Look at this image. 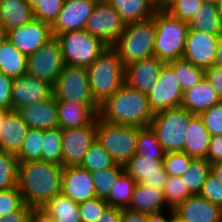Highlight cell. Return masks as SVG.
Returning a JSON list of instances; mask_svg holds the SVG:
<instances>
[{"label": "cell", "mask_w": 222, "mask_h": 222, "mask_svg": "<svg viewBox=\"0 0 222 222\" xmlns=\"http://www.w3.org/2000/svg\"><path fill=\"white\" fill-rule=\"evenodd\" d=\"M138 126L113 124L97 116V142L117 165L124 166L136 154Z\"/></svg>", "instance_id": "obj_7"}, {"label": "cell", "mask_w": 222, "mask_h": 222, "mask_svg": "<svg viewBox=\"0 0 222 222\" xmlns=\"http://www.w3.org/2000/svg\"><path fill=\"white\" fill-rule=\"evenodd\" d=\"M193 115L182 106L154 114L149 127L157 136L165 153L183 152L189 122Z\"/></svg>", "instance_id": "obj_6"}, {"label": "cell", "mask_w": 222, "mask_h": 222, "mask_svg": "<svg viewBox=\"0 0 222 222\" xmlns=\"http://www.w3.org/2000/svg\"><path fill=\"white\" fill-rule=\"evenodd\" d=\"M61 45L64 63L88 68L108 46L85 29L56 36Z\"/></svg>", "instance_id": "obj_8"}, {"label": "cell", "mask_w": 222, "mask_h": 222, "mask_svg": "<svg viewBox=\"0 0 222 222\" xmlns=\"http://www.w3.org/2000/svg\"><path fill=\"white\" fill-rule=\"evenodd\" d=\"M188 24L189 29L200 30L213 35H222V25L218 16L217 4L203 3Z\"/></svg>", "instance_id": "obj_32"}, {"label": "cell", "mask_w": 222, "mask_h": 222, "mask_svg": "<svg viewBox=\"0 0 222 222\" xmlns=\"http://www.w3.org/2000/svg\"><path fill=\"white\" fill-rule=\"evenodd\" d=\"M178 78L182 91L188 90L205 77V70L190 61L179 58L167 63Z\"/></svg>", "instance_id": "obj_34"}, {"label": "cell", "mask_w": 222, "mask_h": 222, "mask_svg": "<svg viewBox=\"0 0 222 222\" xmlns=\"http://www.w3.org/2000/svg\"><path fill=\"white\" fill-rule=\"evenodd\" d=\"M203 3H207V4H217L218 0H202Z\"/></svg>", "instance_id": "obj_66"}, {"label": "cell", "mask_w": 222, "mask_h": 222, "mask_svg": "<svg viewBox=\"0 0 222 222\" xmlns=\"http://www.w3.org/2000/svg\"><path fill=\"white\" fill-rule=\"evenodd\" d=\"M41 160L62 165V129L43 130Z\"/></svg>", "instance_id": "obj_37"}, {"label": "cell", "mask_w": 222, "mask_h": 222, "mask_svg": "<svg viewBox=\"0 0 222 222\" xmlns=\"http://www.w3.org/2000/svg\"><path fill=\"white\" fill-rule=\"evenodd\" d=\"M164 199L167 206L174 209L177 205L185 201L193 194L186 188L181 177H167V181L163 188Z\"/></svg>", "instance_id": "obj_42"}, {"label": "cell", "mask_w": 222, "mask_h": 222, "mask_svg": "<svg viewBox=\"0 0 222 222\" xmlns=\"http://www.w3.org/2000/svg\"><path fill=\"white\" fill-rule=\"evenodd\" d=\"M28 5L34 9L42 0H25Z\"/></svg>", "instance_id": "obj_61"}, {"label": "cell", "mask_w": 222, "mask_h": 222, "mask_svg": "<svg viewBox=\"0 0 222 222\" xmlns=\"http://www.w3.org/2000/svg\"><path fill=\"white\" fill-rule=\"evenodd\" d=\"M3 121H4V111L0 110V133H1L3 125H4Z\"/></svg>", "instance_id": "obj_65"}, {"label": "cell", "mask_w": 222, "mask_h": 222, "mask_svg": "<svg viewBox=\"0 0 222 222\" xmlns=\"http://www.w3.org/2000/svg\"><path fill=\"white\" fill-rule=\"evenodd\" d=\"M97 117L81 128L62 130V166H80L90 146L96 141Z\"/></svg>", "instance_id": "obj_12"}, {"label": "cell", "mask_w": 222, "mask_h": 222, "mask_svg": "<svg viewBox=\"0 0 222 222\" xmlns=\"http://www.w3.org/2000/svg\"><path fill=\"white\" fill-rule=\"evenodd\" d=\"M211 174L222 184V162L211 164Z\"/></svg>", "instance_id": "obj_58"}, {"label": "cell", "mask_w": 222, "mask_h": 222, "mask_svg": "<svg viewBox=\"0 0 222 222\" xmlns=\"http://www.w3.org/2000/svg\"><path fill=\"white\" fill-rule=\"evenodd\" d=\"M121 222H147V214L122 208Z\"/></svg>", "instance_id": "obj_55"}, {"label": "cell", "mask_w": 222, "mask_h": 222, "mask_svg": "<svg viewBox=\"0 0 222 222\" xmlns=\"http://www.w3.org/2000/svg\"><path fill=\"white\" fill-rule=\"evenodd\" d=\"M87 70L92 97L99 106L125 83V68L112 47L103 51Z\"/></svg>", "instance_id": "obj_3"}, {"label": "cell", "mask_w": 222, "mask_h": 222, "mask_svg": "<svg viewBox=\"0 0 222 222\" xmlns=\"http://www.w3.org/2000/svg\"><path fill=\"white\" fill-rule=\"evenodd\" d=\"M218 16L222 25V0L217 3Z\"/></svg>", "instance_id": "obj_62"}, {"label": "cell", "mask_w": 222, "mask_h": 222, "mask_svg": "<svg viewBox=\"0 0 222 222\" xmlns=\"http://www.w3.org/2000/svg\"><path fill=\"white\" fill-rule=\"evenodd\" d=\"M64 66L60 42L53 36L40 49L27 56L26 74L53 86Z\"/></svg>", "instance_id": "obj_10"}, {"label": "cell", "mask_w": 222, "mask_h": 222, "mask_svg": "<svg viewBox=\"0 0 222 222\" xmlns=\"http://www.w3.org/2000/svg\"><path fill=\"white\" fill-rule=\"evenodd\" d=\"M202 4V0H172L164 10L170 15L189 23Z\"/></svg>", "instance_id": "obj_43"}, {"label": "cell", "mask_w": 222, "mask_h": 222, "mask_svg": "<svg viewBox=\"0 0 222 222\" xmlns=\"http://www.w3.org/2000/svg\"><path fill=\"white\" fill-rule=\"evenodd\" d=\"M147 95L154 114L181 106L183 91L174 70L167 63L162 67L155 86Z\"/></svg>", "instance_id": "obj_13"}, {"label": "cell", "mask_w": 222, "mask_h": 222, "mask_svg": "<svg viewBox=\"0 0 222 222\" xmlns=\"http://www.w3.org/2000/svg\"><path fill=\"white\" fill-rule=\"evenodd\" d=\"M18 163L15 154L0 149V190L17 187Z\"/></svg>", "instance_id": "obj_38"}, {"label": "cell", "mask_w": 222, "mask_h": 222, "mask_svg": "<svg viewBox=\"0 0 222 222\" xmlns=\"http://www.w3.org/2000/svg\"><path fill=\"white\" fill-rule=\"evenodd\" d=\"M165 62L156 56L142 59L125 67V83L148 94L155 86Z\"/></svg>", "instance_id": "obj_20"}, {"label": "cell", "mask_w": 222, "mask_h": 222, "mask_svg": "<svg viewBox=\"0 0 222 222\" xmlns=\"http://www.w3.org/2000/svg\"><path fill=\"white\" fill-rule=\"evenodd\" d=\"M43 146V130L29 128L26 139L16 155L18 162L41 160Z\"/></svg>", "instance_id": "obj_40"}, {"label": "cell", "mask_w": 222, "mask_h": 222, "mask_svg": "<svg viewBox=\"0 0 222 222\" xmlns=\"http://www.w3.org/2000/svg\"><path fill=\"white\" fill-rule=\"evenodd\" d=\"M27 56L7 38L0 43V72L12 78L26 74Z\"/></svg>", "instance_id": "obj_31"}, {"label": "cell", "mask_w": 222, "mask_h": 222, "mask_svg": "<svg viewBox=\"0 0 222 222\" xmlns=\"http://www.w3.org/2000/svg\"><path fill=\"white\" fill-rule=\"evenodd\" d=\"M194 158L185 152L165 153L163 167L168 176L181 177Z\"/></svg>", "instance_id": "obj_44"}, {"label": "cell", "mask_w": 222, "mask_h": 222, "mask_svg": "<svg viewBox=\"0 0 222 222\" xmlns=\"http://www.w3.org/2000/svg\"><path fill=\"white\" fill-rule=\"evenodd\" d=\"M137 182L123 171L115 180L114 187L105 198L109 206L127 208Z\"/></svg>", "instance_id": "obj_33"}, {"label": "cell", "mask_w": 222, "mask_h": 222, "mask_svg": "<svg viewBox=\"0 0 222 222\" xmlns=\"http://www.w3.org/2000/svg\"><path fill=\"white\" fill-rule=\"evenodd\" d=\"M215 66L222 67V36L219 40V45L217 47V53H216V58L214 61Z\"/></svg>", "instance_id": "obj_59"}, {"label": "cell", "mask_w": 222, "mask_h": 222, "mask_svg": "<svg viewBox=\"0 0 222 222\" xmlns=\"http://www.w3.org/2000/svg\"><path fill=\"white\" fill-rule=\"evenodd\" d=\"M52 89L56 101L88 104L99 113L100 106L92 97L87 68L65 64Z\"/></svg>", "instance_id": "obj_9"}, {"label": "cell", "mask_w": 222, "mask_h": 222, "mask_svg": "<svg viewBox=\"0 0 222 222\" xmlns=\"http://www.w3.org/2000/svg\"><path fill=\"white\" fill-rule=\"evenodd\" d=\"M33 19V9L25 0H0V24L5 32Z\"/></svg>", "instance_id": "obj_29"}, {"label": "cell", "mask_w": 222, "mask_h": 222, "mask_svg": "<svg viewBox=\"0 0 222 222\" xmlns=\"http://www.w3.org/2000/svg\"><path fill=\"white\" fill-rule=\"evenodd\" d=\"M206 160L211 164L222 162V135L210 137Z\"/></svg>", "instance_id": "obj_51"}, {"label": "cell", "mask_w": 222, "mask_h": 222, "mask_svg": "<svg viewBox=\"0 0 222 222\" xmlns=\"http://www.w3.org/2000/svg\"><path fill=\"white\" fill-rule=\"evenodd\" d=\"M61 193L77 204L97 197L92 174L81 166L63 168Z\"/></svg>", "instance_id": "obj_19"}, {"label": "cell", "mask_w": 222, "mask_h": 222, "mask_svg": "<svg viewBox=\"0 0 222 222\" xmlns=\"http://www.w3.org/2000/svg\"><path fill=\"white\" fill-rule=\"evenodd\" d=\"M57 114L62 130L84 127L98 116L88 104L70 101H57Z\"/></svg>", "instance_id": "obj_25"}, {"label": "cell", "mask_w": 222, "mask_h": 222, "mask_svg": "<svg viewBox=\"0 0 222 222\" xmlns=\"http://www.w3.org/2000/svg\"><path fill=\"white\" fill-rule=\"evenodd\" d=\"M153 17L156 23L154 56L165 63L182 58L189 30L188 22L161 8L155 10Z\"/></svg>", "instance_id": "obj_5"}, {"label": "cell", "mask_w": 222, "mask_h": 222, "mask_svg": "<svg viewBox=\"0 0 222 222\" xmlns=\"http://www.w3.org/2000/svg\"><path fill=\"white\" fill-rule=\"evenodd\" d=\"M6 38V32L0 24V43Z\"/></svg>", "instance_id": "obj_64"}, {"label": "cell", "mask_w": 222, "mask_h": 222, "mask_svg": "<svg viewBox=\"0 0 222 222\" xmlns=\"http://www.w3.org/2000/svg\"><path fill=\"white\" fill-rule=\"evenodd\" d=\"M221 36L189 29L182 58L204 70L210 68L214 65Z\"/></svg>", "instance_id": "obj_14"}, {"label": "cell", "mask_w": 222, "mask_h": 222, "mask_svg": "<svg viewBox=\"0 0 222 222\" xmlns=\"http://www.w3.org/2000/svg\"><path fill=\"white\" fill-rule=\"evenodd\" d=\"M31 222H56L51 216L47 215L40 208H32L30 213Z\"/></svg>", "instance_id": "obj_56"}, {"label": "cell", "mask_w": 222, "mask_h": 222, "mask_svg": "<svg viewBox=\"0 0 222 222\" xmlns=\"http://www.w3.org/2000/svg\"><path fill=\"white\" fill-rule=\"evenodd\" d=\"M24 204L18 187L0 190V217L6 216L12 211L19 210Z\"/></svg>", "instance_id": "obj_47"}, {"label": "cell", "mask_w": 222, "mask_h": 222, "mask_svg": "<svg viewBox=\"0 0 222 222\" xmlns=\"http://www.w3.org/2000/svg\"><path fill=\"white\" fill-rule=\"evenodd\" d=\"M136 154L155 160H163L165 151L150 127H138Z\"/></svg>", "instance_id": "obj_36"}, {"label": "cell", "mask_w": 222, "mask_h": 222, "mask_svg": "<svg viewBox=\"0 0 222 222\" xmlns=\"http://www.w3.org/2000/svg\"><path fill=\"white\" fill-rule=\"evenodd\" d=\"M114 164L110 154L96 140L88 149L80 166L93 173L112 167Z\"/></svg>", "instance_id": "obj_39"}, {"label": "cell", "mask_w": 222, "mask_h": 222, "mask_svg": "<svg viewBox=\"0 0 222 222\" xmlns=\"http://www.w3.org/2000/svg\"><path fill=\"white\" fill-rule=\"evenodd\" d=\"M210 137L202 117L194 114L189 122L183 152L194 159H206Z\"/></svg>", "instance_id": "obj_27"}, {"label": "cell", "mask_w": 222, "mask_h": 222, "mask_svg": "<svg viewBox=\"0 0 222 222\" xmlns=\"http://www.w3.org/2000/svg\"><path fill=\"white\" fill-rule=\"evenodd\" d=\"M17 112L29 128L47 130L59 127L57 101L53 95L38 103L23 106Z\"/></svg>", "instance_id": "obj_22"}, {"label": "cell", "mask_w": 222, "mask_h": 222, "mask_svg": "<svg viewBox=\"0 0 222 222\" xmlns=\"http://www.w3.org/2000/svg\"><path fill=\"white\" fill-rule=\"evenodd\" d=\"M14 78L0 72V110H12V84Z\"/></svg>", "instance_id": "obj_50"}, {"label": "cell", "mask_w": 222, "mask_h": 222, "mask_svg": "<svg viewBox=\"0 0 222 222\" xmlns=\"http://www.w3.org/2000/svg\"><path fill=\"white\" fill-rule=\"evenodd\" d=\"M98 0H65L62 10L51 25L53 36L83 30Z\"/></svg>", "instance_id": "obj_16"}, {"label": "cell", "mask_w": 222, "mask_h": 222, "mask_svg": "<svg viewBox=\"0 0 222 222\" xmlns=\"http://www.w3.org/2000/svg\"><path fill=\"white\" fill-rule=\"evenodd\" d=\"M199 196L222 208V184L211 173L203 183Z\"/></svg>", "instance_id": "obj_49"}, {"label": "cell", "mask_w": 222, "mask_h": 222, "mask_svg": "<svg viewBox=\"0 0 222 222\" xmlns=\"http://www.w3.org/2000/svg\"><path fill=\"white\" fill-rule=\"evenodd\" d=\"M65 0H42L34 9V19L52 25L59 12L62 10Z\"/></svg>", "instance_id": "obj_46"}, {"label": "cell", "mask_w": 222, "mask_h": 222, "mask_svg": "<svg viewBox=\"0 0 222 222\" xmlns=\"http://www.w3.org/2000/svg\"><path fill=\"white\" fill-rule=\"evenodd\" d=\"M211 136L222 135V101L200 114Z\"/></svg>", "instance_id": "obj_48"}, {"label": "cell", "mask_w": 222, "mask_h": 222, "mask_svg": "<svg viewBox=\"0 0 222 222\" xmlns=\"http://www.w3.org/2000/svg\"><path fill=\"white\" fill-rule=\"evenodd\" d=\"M125 24L117 11L106 1L98 0L85 30L111 47L124 32Z\"/></svg>", "instance_id": "obj_11"}, {"label": "cell", "mask_w": 222, "mask_h": 222, "mask_svg": "<svg viewBox=\"0 0 222 222\" xmlns=\"http://www.w3.org/2000/svg\"><path fill=\"white\" fill-rule=\"evenodd\" d=\"M173 211L183 222H222V208L199 195L187 198Z\"/></svg>", "instance_id": "obj_21"}, {"label": "cell", "mask_w": 222, "mask_h": 222, "mask_svg": "<svg viewBox=\"0 0 222 222\" xmlns=\"http://www.w3.org/2000/svg\"><path fill=\"white\" fill-rule=\"evenodd\" d=\"M122 208L108 206L96 222H121Z\"/></svg>", "instance_id": "obj_54"}, {"label": "cell", "mask_w": 222, "mask_h": 222, "mask_svg": "<svg viewBox=\"0 0 222 222\" xmlns=\"http://www.w3.org/2000/svg\"><path fill=\"white\" fill-rule=\"evenodd\" d=\"M63 166L42 160L18 163L17 187L24 203L40 208L56 194L61 193Z\"/></svg>", "instance_id": "obj_1"}, {"label": "cell", "mask_w": 222, "mask_h": 222, "mask_svg": "<svg viewBox=\"0 0 222 222\" xmlns=\"http://www.w3.org/2000/svg\"><path fill=\"white\" fill-rule=\"evenodd\" d=\"M98 116L107 122L121 125L149 127L154 117L148 95L124 83L100 105Z\"/></svg>", "instance_id": "obj_2"}, {"label": "cell", "mask_w": 222, "mask_h": 222, "mask_svg": "<svg viewBox=\"0 0 222 222\" xmlns=\"http://www.w3.org/2000/svg\"><path fill=\"white\" fill-rule=\"evenodd\" d=\"M205 78L216 90L222 100V67L213 65L210 68L205 69Z\"/></svg>", "instance_id": "obj_52"}, {"label": "cell", "mask_w": 222, "mask_h": 222, "mask_svg": "<svg viewBox=\"0 0 222 222\" xmlns=\"http://www.w3.org/2000/svg\"><path fill=\"white\" fill-rule=\"evenodd\" d=\"M221 101L216 90L204 77L195 86L183 92L181 106L193 114L200 115Z\"/></svg>", "instance_id": "obj_24"}, {"label": "cell", "mask_w": 222, "mask_h": 222, "mask_svg": "<svg viewBox=\"0 0 222 222\" xmlns=\"http://www.w3.org/2000/svg\"><path fill=\"white\" fill-rule=\"evenodd\" d=\"M156 35L155 18L125 25L124 32L111 46L120 58L124 68L134 62L154 56Z\"/></svg>", "instance_id": "obj_4"}, {"label": "cell", "mask_w": 222, "mask_h": 222, "mask_svg": "<svg viewBox=\"0 0 222 222\" xmlns=\"http://www.w3.org/2000/svg\"><path fill=\"white\" fill-rule=\"evenodd\" d=\"M124 171L137 183L156 187L163 190L167 181V173L163 167V160H155L135 154L123 166Z\"/></svg>", "instance_id": "obj_18"}, {"label": "cell", "mask_w": 222, "mask_h": 222, "mask_svg": "<svg viewBox=\"0 0 222 222\" xmlns=\"http://www.w3.org/2000/svg\"><path fill=\"white\" fill-rule=\"evenodd\" d=\"M40 209L56 222H82L78 204L62 193L56 194Z\"/></svg>", "instance_id": "obj_30"}, {"label": "cell", "mask_w": 222, "mask_h": 222, "mask_svg": "<svg viewBox=\"0 0 222 222\" xmlns=\"http://www.w3.org/2000/svg\"><path fill=\"white\" fill-rule=\"evenodd\" d=\"M52 37L51 25L37 19L6 32V38L26 56L36 52Z\"/></svg>", "instance_id": "obj_15"}, {"label": "cell", "mask_w": 222, "mask_h": 222, "mask_svg": "<svg viewBox=\"0 0 222 222\" xmlns=\"http://www.w3.org/2000/svg\"><path fill=\"white\" fill-rule=\"evenodd\" d=\"M168 222H183L178 216L174 213L169 217Z\"/></svg>", "instance_id": "obj_63"}, {"label": "cell", "mask_w": 222, "mask_h": 222, "mask_svg": "<svg viewBox=\"0 0 222 222\" xmlns=\"http://www.w3.org/2000/svg\"><path fill=\"white\" fill-rule=\"evenodd\" d=\"M53 95L52 85L34 76L24 74L14 78L12 84V110L38 103Z\"/></svg>", "instance_id": "obj_17"}, {"label": "cell", "mask_w": 222, "mask_h": 222, "mask_svg": "<svg viewBox=\"0 0 222 222\" xmlns=\"http://www.w3.org/2000/svg\"><path fill=\"white\" fill-rule=\"evenodd\" d=\"M104 198L95 197L79 203V214L82 222H96L108 207Z\"/></svg>", "instance_id": "obj_45"}, {"label": "cell", "mask_w": 222, "mask_h": 222, "mask_svg": "<svg viewBox=\"0 0 222 222\" xmlns=\"http://www.w3.org/2000/svg\"><path fill=\"white\" fill-rule=\"evenodd\" d=\"M210 173L211 163L206 159H193L188 169L181 176V180L184 181L186 188H188L193 195H199L203 183Z\"/></svg>", "instance_id": "obj_35"}, {"label": "cell", "mask_w": 222, "mask_h": 222, "mask_svg": "<svg viewBox=\"0 0 222 222\" xmlns=\"http://www.w3.org/2000/svg\"><path fill=\"white\" fill-rule=\"evenodd\" d=\"M32 208L24 204L19 210L0 217V222H29Z\"/></svg>", "instance_id": "obj_53"}, {"label": "cell", "mask_w": 222, "mask_h": 222, "mask_svg": "<svg viewBox=\"0 0 222 222\" xmlns=\"http://www.w3.org/2000/svg\"><path fill=\"white\" fill-rule=\"evenodd\" d=\"M106 1L117 11L125 25L148 19L157 9L156 0Z\"/></svg>", "instance_id": "obj_28"}, {"label": "cell", "mask_w": 222, "mask_h": 222, "mask_svg": "<svg viewBox=\"0 0 222 222\" xmlns=\"http://www.w3.org/2000/svg\"><path fill=\"white\" fill-rule=\"evenodd\" d=\"M127 209L144 214H151L160 212L163 209L166 211V209L168 210L170 208L164 199L163 190L137 183Z\"/></svg>", "instance_id": "obj_26"}, {"label": "cell", "mask_w": 222, "mask_h": 222, "mask_svg": "<svg viewBox=\"0 0 222 222\" xmlns=\"http://www.w3.org/2000/svg\"><path fill=\"white\" fill-rule=\"evenodd\" d=\"M167 211V216L162 213L163 211L147 214V222H168L169 217L174 213V211L171 208Z\"/></svg>", "instance_id": "obj_57"}, {"label": "cell", "mask_w": 222, "mask_h": 222, "mask_svg": "<svg viewBox=\"0 0 222 222\" xmlns=\"http://www.w3.org/2000/svg\"><path fill=\"white\" fill-rule=\"evenodd\" d=\"M172 0H156L157 8L164 9Z\"/></svg>", "instance_id": "obj_60"}, {"label": "cell", "mask_w": 222, "mask_h": 222, "mask_svg": "<svg viewBox=\"0 0 222 222\" xmlns=\"http://www.w3.org/2000/svg\"><path fill=\"white\" fill-rule=\"evenodd\" d=\"M123 171V166L114 164L112 167L91 173L97 197L105 199Z\"/></svg>", "instance_id": "obj_41"}, {"label": "cell", "mask_w": 222, "mask_h": 222, "mask_svg": "<svg viewBox=\"0 0 222 222\" xmlns=\"http://www.w3.org/2000/svg\"><path fill=\"white\" fill-rule=\"evenodd\" d=\"M3 128L0 133V149L17 155L26 139L29 127L17 111H4Z\"/></svg>", "instance_id": "obj_23"}]
</instances>
